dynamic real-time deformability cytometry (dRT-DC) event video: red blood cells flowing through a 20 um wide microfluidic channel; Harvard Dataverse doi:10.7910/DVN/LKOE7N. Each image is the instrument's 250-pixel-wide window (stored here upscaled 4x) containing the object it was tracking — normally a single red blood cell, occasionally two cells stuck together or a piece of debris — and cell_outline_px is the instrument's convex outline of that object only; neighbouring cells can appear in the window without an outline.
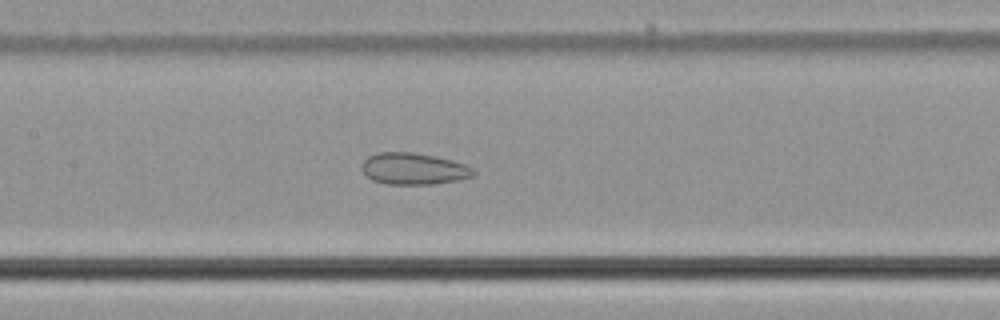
{"species": "common noctule bat (a hibernating species)", "species_latin": "Nyctalus noctula", "temperature_condition": "cold", "stored_images_in_passage": 54, "camera_frame_rate_fps": 3000, "um_per_image_px": 0.085, "animal": {"sex": "male", "body_mass_g": 21.5, "forearm_length_mm": 52.0}, "frame": {"image": 1, "passage_image": 26, "time_ms": 8.333, "image_size_px": [1000, 320], "cell_outline_px": [[476, 176], [460, 180], [432, 184], [388, 184], [372, 180], [360, 168], [364, 160], [368, 156], [380, 152], [412, 152], [452, 160], [464, 164], [472, 168], [476, 172]], "centroid_in_image_um": [35.18, 14.35], "position_along_channel_um": 172.2, "area_um2": 20.58}}
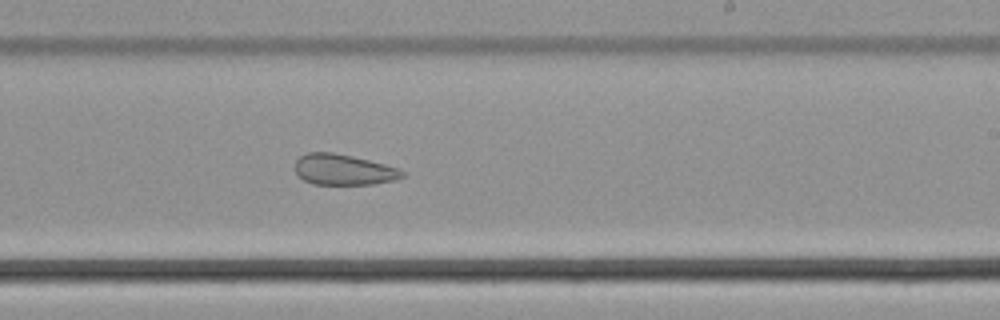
{"frame": {"image": 2, "passage_image": 33, "time_ms": 10.667, "image_size_px": [1000, 320], "cell_outline_px": [[404, 176], [396, 180], [372, 184], [312, 184], [304, 180], [296, 172], [296, 160], [300, 156], [308, 152], [332, 152], [352, 156], [400, 168], [404, 172]], "centroid_in_image_um": [29.22, 14.42], "position_along_channel_um": 259.8, "area_um2": 19.13}}
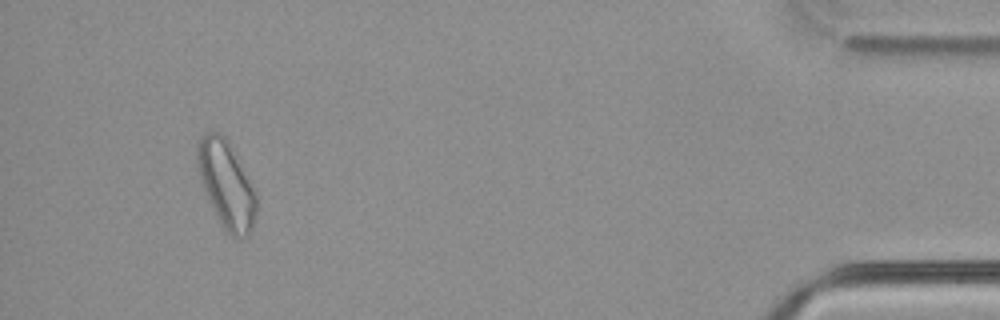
{"frame": {"image": 3, "passage_image": 51, "time_ms": 16.667, "image_size_px": [1000, 320], "cell_outline_px": [[256, 216], [252, 232], [248, 236], [240, 240], [236, 240], [224, 232], [204, 192], [200, 180], [196, 164], [196, 148], [200, 136], [208, 132], [216, 132], [224, 136], [228, 140], [248, 176], [256, 192]], "centroid_in_image_um": [19.24, 15.75], "position_along_channel_um": 416.0, "area_um2": 30.69}, "authors_computed_cell_mechanics": {"area_um2": 26.4435, "velocity_mm_per_s": 3.7631, "shape_relaxation_time_tau1_ms": null, "shape_relaxation_time_tau2_ms": 3.1379, "deformation_change_tau1": null, "deformation_change_tau2": 0.0995}}